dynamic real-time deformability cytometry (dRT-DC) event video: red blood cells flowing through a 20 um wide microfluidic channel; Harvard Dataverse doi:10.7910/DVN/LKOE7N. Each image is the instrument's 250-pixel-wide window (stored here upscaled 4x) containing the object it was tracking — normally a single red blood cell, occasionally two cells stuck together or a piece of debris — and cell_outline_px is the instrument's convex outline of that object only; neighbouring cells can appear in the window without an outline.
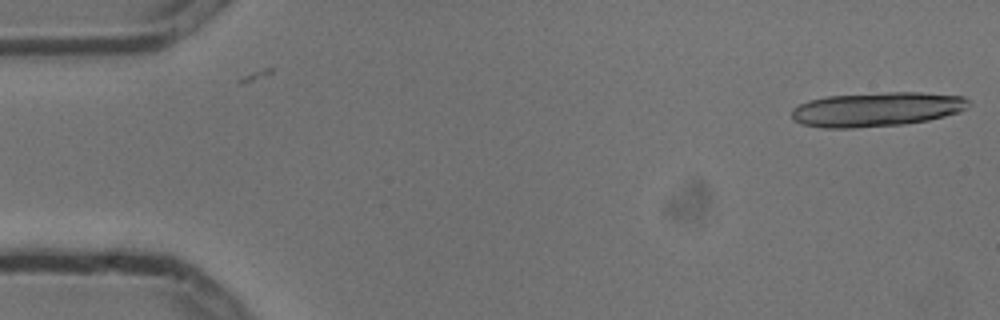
{"species": "common noctule bat (a hibernating species)", "species_latin": "Nyctalus noctula", "temperature_condition": "cold", "stored_images_in_passage": 8, "camera_frame_rate_fps": 3000, "um_per_image_px": 0.085, "animal": {"sex": "male", "body_mass_g": 13.3}, "frame": {"image": 1, "passage_image": 1, "time_ms": 0.0, "image_size_px": [1000, 320], "cell_outline_px": [[972, 104], [968, 108], [960, 112], [928, 120], [904, 124], [852, 128], [824, 128], [800, 124], [792, 120], [792, 108], [808, 100], [828, 96], [888, 92], [920, 92], [964, 96]], "centroid_in_image_um": [74.53, 9.29], "position_along_channel_um": 10.5, "area_um2": 35.66}}